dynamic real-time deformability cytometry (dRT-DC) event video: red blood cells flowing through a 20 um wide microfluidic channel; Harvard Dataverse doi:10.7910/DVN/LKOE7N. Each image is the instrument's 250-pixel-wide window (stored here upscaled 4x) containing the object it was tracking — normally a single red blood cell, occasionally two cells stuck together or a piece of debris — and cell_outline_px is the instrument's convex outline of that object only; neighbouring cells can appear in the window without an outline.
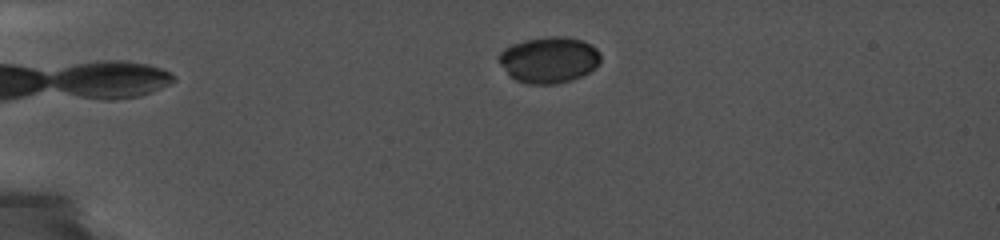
{"species": "common noctule bat (a hibernating species)", "species_latin": "Nyctalus noctula", "temperature_condition": "cold", "stored_images_in_passage": 40, "camera_frame_rate_fps": 5000, "um_per_image_px": 0.085, "animal": {"sex": "female", "body_mass_g": 19.0, "forearm_length_mm": 56.7}, "frame": {"image": 1, "passage_image": 4, "time_ms": 1.2, "image_size_px": [1000, 240], "cell_outline_px": [[600, 64], [596, 68], [580, 76], [556, 84], [528, 84], [516, 80], [496, 60], [496, 56], [504, 48], [512, 44], [524, 40], [548, 36], [568, 36], [584, 40], [592, 44], [600, 52]], "centroid_in_image_um": [46.67, 5.06], "position_along_channel_um": 38.3, "area_um2": 27.63}}
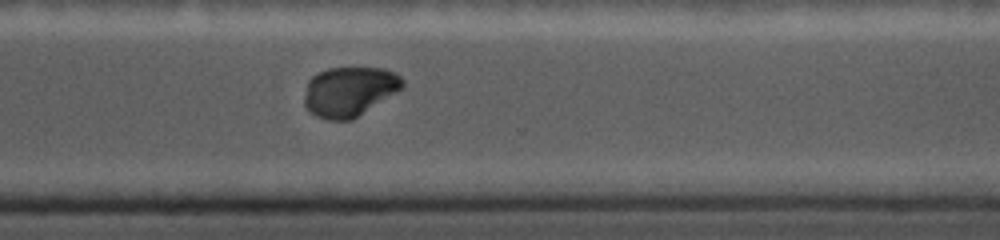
{"frame": {"image": 2, "passage_image": 32, "time_ms": 10.8, "image_size_px": [1000, 240], "cell_outline_px": [[404, 88], [352, 120], [328, 120], [316, 116], [304, 104], [304, 96], [308, 80], [312, 76], [328, 68], [384, 68], [396, 72], [404, 80]], "centroid_in_image_um": [29.73, 7.77], "position_along_channel_um": 340.9, "area_um2": 28.55}}
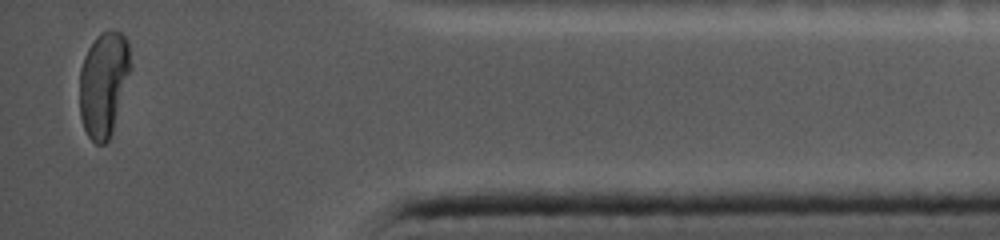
{"frame": {"image": 3, "passage_image": 40, "time_ms": 13.6, "image_size_px": [1000, 240], "cell_outline_px": [[132, 68], [112, 132], [108, 140], [104, 144], [96, 144], [88, 136], [84, 128], [80, 116], [80, 68], [84, 56], [88, 48], [96, 36], [104, 32], [120, 32], [128, 40]], "centroid_in_image_um": [8.82, 7.13], "position_along_channel_um": 426.4, "area_um2": 31.21}, "authors_computed_cell_mechanics": {"area_um2": 29.5069, "velocity_mm_per_s": 3.7442, "shape_relaxation_time_tau1_ms": 6.5735, "shape_relaxation_time_tau2_ms": null, "deformation_change_tau1": 0.1066, "deformation_change_tau2": null}}